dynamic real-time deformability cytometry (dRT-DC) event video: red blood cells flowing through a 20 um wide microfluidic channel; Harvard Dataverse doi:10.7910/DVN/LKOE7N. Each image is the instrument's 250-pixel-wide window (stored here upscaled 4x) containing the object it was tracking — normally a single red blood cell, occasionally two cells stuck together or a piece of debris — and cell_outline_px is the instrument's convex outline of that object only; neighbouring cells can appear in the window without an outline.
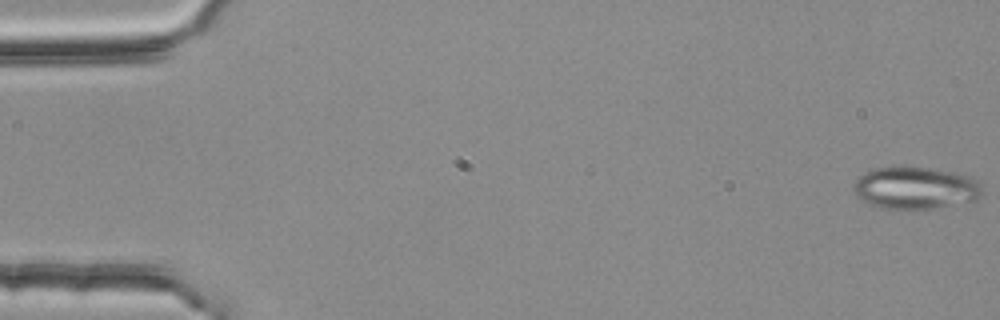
{"species": "common noctule bat (a hibernating species)", "species_latin": "Nyctalus noctula", "temperature_condition": "room temperature", "stored_images_in_passage": 15, "camera_frame_rate_fps": 3000, "um_per_image_px": 0.085, "animal": {"sex": "female", "body_mass_g": 25.1}, "frame": {"image": 1, "passage_image": 1, "time_ms": 0.0, "image_size_px": [1000, 320], "cell_outline_px": [[984, 196], [976, 200], [940, 208], [912, 212], [884, 208], [868, 204], [860, 200], [856, 196], [852, 188], [856, 180], [864, 172], [876, 168], [928, 168], [972, 176], [980, 184], [984, 192]], "centroid_in_image_um": [77.83, 16.04], "position_along_channel_um": 7.2, "area_um2": 32.37}}